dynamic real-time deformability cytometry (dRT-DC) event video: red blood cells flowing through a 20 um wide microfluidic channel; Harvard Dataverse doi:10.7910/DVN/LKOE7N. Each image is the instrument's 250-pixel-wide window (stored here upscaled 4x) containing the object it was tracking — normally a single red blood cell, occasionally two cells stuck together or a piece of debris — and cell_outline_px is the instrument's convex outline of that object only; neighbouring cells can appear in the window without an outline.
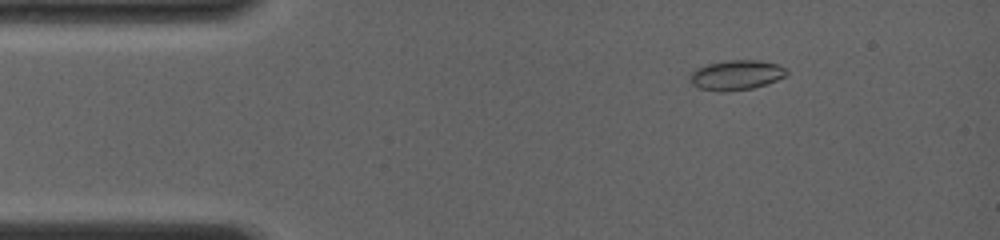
{"species": "common noctule bat (a hibernating species)", "species_latin": "Nyctalus noctula", "temperature_condition": "room temperature", "stored_images_in_passage": 10, "camera_frame_rate_fps": 4000, "um_per_image_px": 0.085, "animal": {"sex": "female", "body_mass_g": 19.0, "forearm_length_mm": 56.7}, "frame": {"image": 1, "passage_image": 5, "time_ms": 2.0, "image_size_px": [1000, 240], "cell_outline_px": [[788, 72], [784, 76], [776, 80], [752, 88], [724, 92], [720, 92], [696, 88], [688, 80], [688, 76], [696, 68], [708, 64], [728, 60], [756, 60], [776, 64], [784, 68]], "centroid_in_image_um": [62.5, 6.39], "position_along_channel_um": 22.5, "area_um2": 16.76}}
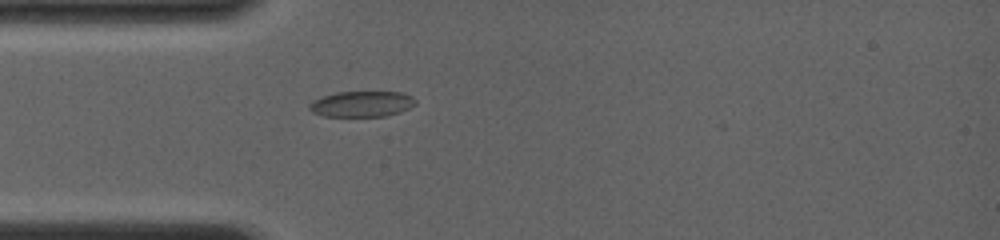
{"frame": {"image": 2, "passage_image": 10, "time_ms": 4.25, "image_size_px": [1000, 240], "cell_outline_px": [[416, 104], [400, 112], [384, 116], [324, 116], [312, 112], [308, 108], [308, 104], [312, 100], [336, 92], [400, 92], [412, 96], [416, 100]], "centroid_in_image_um": [30.73, 8.83], "position_along_channel_um": 54.3, "area_um2": 15.9}}